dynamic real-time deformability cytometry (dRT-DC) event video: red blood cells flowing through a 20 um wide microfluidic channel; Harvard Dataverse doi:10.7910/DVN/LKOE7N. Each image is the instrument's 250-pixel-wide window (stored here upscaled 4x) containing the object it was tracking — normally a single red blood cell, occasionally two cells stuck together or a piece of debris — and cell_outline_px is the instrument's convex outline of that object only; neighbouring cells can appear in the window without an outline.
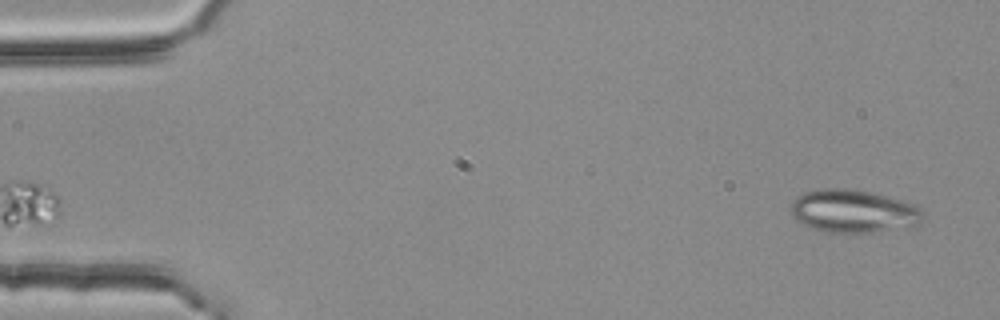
{"species": "common noctule bat (a hibernating species)", "species_latin": "Nyctalus noctula", "temperature_condition": "room temperature", "stored_images_in_passage": 4, "camera_frame_rate_fps": 3000, "um_per_image_px": 0.085, "animal": {"sex": "female", "body_mass_g": 25.1}, "frame": {"image": 1, "passage_image": 1, "time_ms": 0.0, "image_size_px": [1000, 320], "cell_outline_px": [[924, 220], [920, 224], [908, 228], [880, 232], [828, 232], [812, 228], [800, 224], [792, 216], [792, 200], [796, 196], [804, 192], [820, 188], [848, 188], [872, 192], [908, 200], [916, 204], [924, 212]], "centroid_in_image_um": [72.62, 17.94], "position_along_channel_um": 12.4, "area_um2": 34.04}}